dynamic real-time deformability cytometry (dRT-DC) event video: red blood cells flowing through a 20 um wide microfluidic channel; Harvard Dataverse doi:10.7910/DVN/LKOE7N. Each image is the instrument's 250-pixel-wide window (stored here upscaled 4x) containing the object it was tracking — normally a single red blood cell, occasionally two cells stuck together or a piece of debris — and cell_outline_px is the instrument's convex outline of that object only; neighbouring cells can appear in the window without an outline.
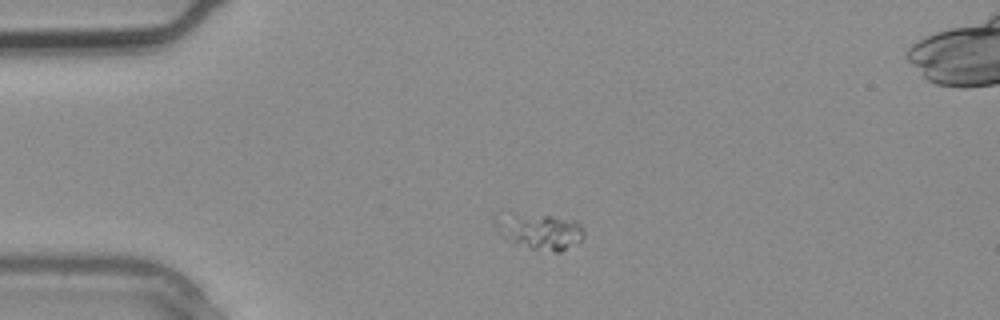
{"species": "common noctule bat (a hibernating species)", "species_latin": "Nyctalus noctula", "temperature_condition": "warm", "stored_images_in_passage": 2, "camera_frame_rate_fps": 3000, "um_per_image_px": 0.085, "animal": {"sex": "male", "body_mass_g": 20.4}, "frame": {"image": 1, "passage_image": 1, "time_ms": 0.0, "image_size_px": [1000, 320], "cell_outline_px": [[584, 236], [580, 240], [560, 252], [556, 252], [532, 248], [512, 244], [516, 236], [524, 224], [544, 216], [552, 216], [576, 220], [584, 228]], "centroid_in_image_um": [46.74, 19.88], "position_along_channel_um": 38.3, "area_um2": 13.35}}
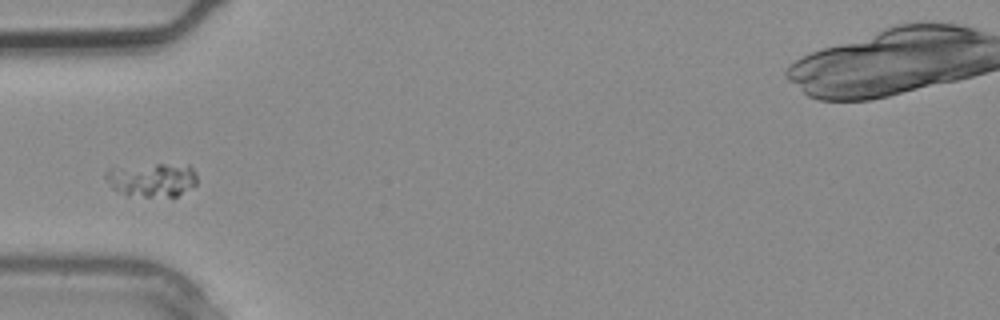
{"frame": {"image": 2, "passage_image": 2, "time_ms": 0.333, "image_size_px": [1000, 320], "cell_outline_px": [[196, 184], [192, 188], [176, 196], [124, 196], [112, 188], [104, 176], [104, 172], [108, 168], [156, 164], [188, 164], [196, 172]], "centroid_in_image_um": [12.9, 15.27], "position_along_channel_um": 72.1, "area_um2": 18.26}}